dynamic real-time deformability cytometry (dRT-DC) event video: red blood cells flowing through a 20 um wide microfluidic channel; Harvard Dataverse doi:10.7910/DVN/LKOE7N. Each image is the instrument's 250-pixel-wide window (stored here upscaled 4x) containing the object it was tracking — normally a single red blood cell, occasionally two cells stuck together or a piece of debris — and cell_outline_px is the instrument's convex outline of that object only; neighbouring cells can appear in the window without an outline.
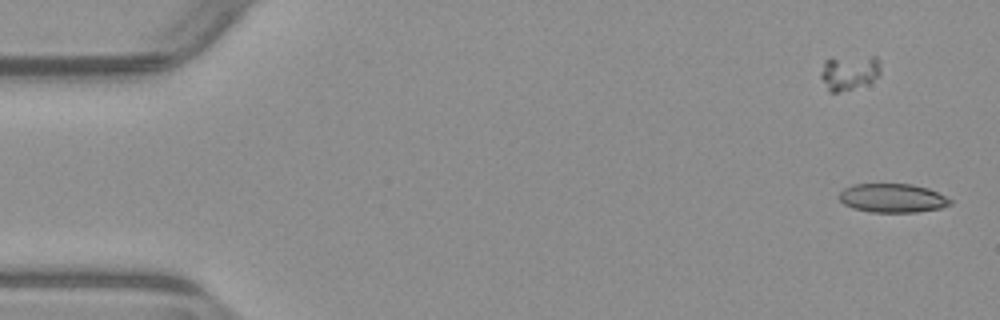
{"species": "common noctule bat (a hibernating species)", "species_latin": "Nyctalus noctula", "temperature_condition": "warm", "stored_images_in_passage": 51, "camera_frame_rate_fps": 3000, "um_per_image_px": 0.085, "animal": {"sex": "male", "body_mass_g": 23.1, "forearm_length_mm": 52.7}, "frame": {"image": 1, "passage_image": 1, "time_ms": 0.0, "image_size_px": [1000, 320], "cell_outline_px": [[952, 204], [940, 208], [916, 212], [868, 212], [852, 208], [844, 204], [836, 196], [844, 188], [852, 184], [912, 184], [928, 188], [952, 200]], "centroid_in_image_um": [75.82, 16.84], "position_along_channel_um": 9.2, "area_um2": 18.79}, "authors_computed_cell_mechanics": {"area_um2": 19.7098, "velocity_mm_per_s": 3.9143, "shape_relaxation_time_tau1_ms": 10.102, "shape_relaxation_time_tau2_ms": 1.731, "deformation_change_tau1": 0.2057, "deformation_change_tau2": 0.0768}}